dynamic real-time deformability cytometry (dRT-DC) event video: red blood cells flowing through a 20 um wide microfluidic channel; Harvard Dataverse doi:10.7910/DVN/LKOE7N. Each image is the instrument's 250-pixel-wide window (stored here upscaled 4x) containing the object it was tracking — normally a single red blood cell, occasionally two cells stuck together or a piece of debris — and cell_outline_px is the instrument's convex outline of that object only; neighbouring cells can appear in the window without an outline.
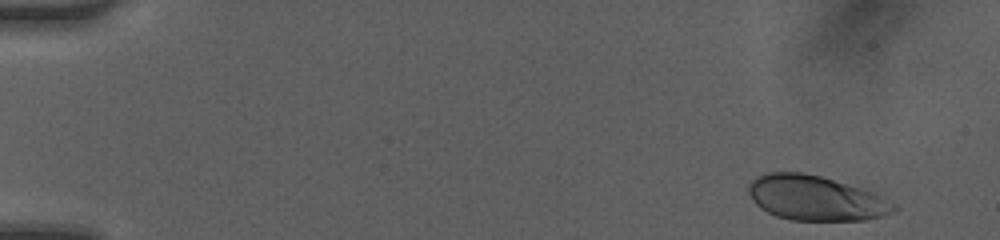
{"species": "human", "species_latin": "Homo sapiens", "temperature_condition": "room temperature", "stored_images_in_passage": 25, "camera_frame_rate_fps": 3000, "um_per_image_px": 0.085, "donor": {"sex": "female"}, "frame": {"image": 1, "passage_image": 2, "time_ms": 0.333, "image_size_px": [1000, 240], "cell_outline_px": [[900, 208], [892, 212], [880, 216], [864, 220], [792, 220], [776, 216], [760, 208], [752, 200], [748, 192], [748, 184], [756, 176], [768, 172], [804, 172], [820, 176], [860, 188], [884, 196], [896, 204]], "centroid_in_image_um": [69.32, 16.83], "position_along_channel_um": 15.7, "area_um2": 37.97}}
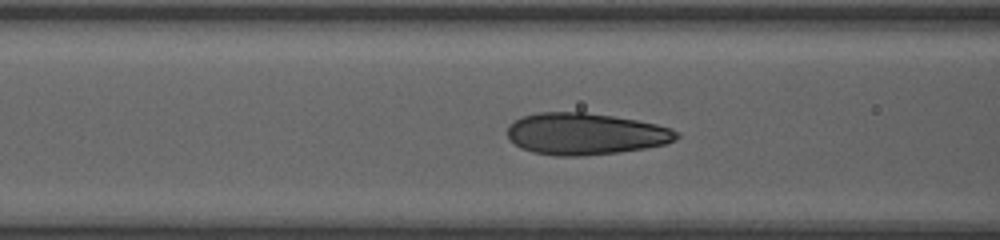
{"frame": {"image": 2, "passage_image": 15, "time_ms": 4.667, "image_size_px": [1000, 240], "cell_outline_px": [[680, 136], [676, 140], [664, 144], [644, 148], [616, 152], [580, 156], [552, 156], [532, 152], [520, 148], [508, 140], [508, 128], [516, 120], [524, 116], [540, 112], [584, 112], [612, 116], [636, 120], [656, 124], [672, 128]], "centroid_in_image_um": [49.74, 11.38], "position_along_channel_um": 116.9, "area_um2": 40.98}}
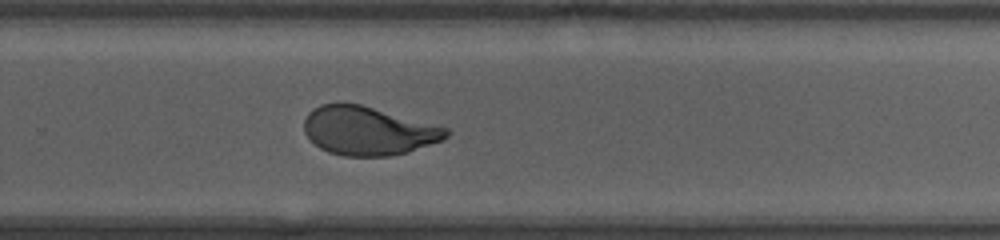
{"frame": {"image": 3, "passage_image": 25, "time_ms": 8.0, "image_size_px": [1000, 240], "cell_outline_px": [[452, 132], [444, 140], [408, 152], [388, 156], [344, 156], [328, 152], [320, 148], [304, 132], [304, 120], [308, 112], [312, 108], [320, 104], [360, 104], [448, 128]], "centroid_in_image_um": [31.31, 11.13], "position_along_channel_um": 298.5, "area_um2": 40.11}}